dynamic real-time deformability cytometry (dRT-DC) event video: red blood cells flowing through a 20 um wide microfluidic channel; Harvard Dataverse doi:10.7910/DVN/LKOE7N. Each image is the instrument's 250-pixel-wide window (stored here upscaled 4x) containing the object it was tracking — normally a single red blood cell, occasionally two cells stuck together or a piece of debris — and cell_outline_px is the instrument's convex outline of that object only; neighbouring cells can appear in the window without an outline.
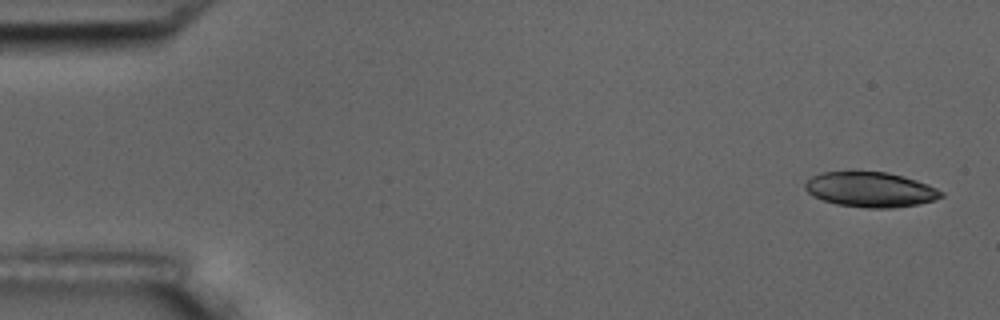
{"species": "common noctule bat (a hibernating species)", "species_latin": "Nyctalus noctula", "temperature_condition": "room temperature", "stored_images_in_passage": 3, "camera_frame_rate_fps": 3000, "um_per_image_px": 0.085, "animal": {"sex": "male", "body_mass_g": 17.5, "forearm_length_mm": 52.3}, "frame": {"image": 1, "passage_image": 3, "time_ms": 3.333, "image_size_px": [1000, 320], "cell_outline_px": [[944, 196], [936, 200], [920, 204], [892, 208], [864, 208], [836, 204], [812, 196], [804, 188], [804, 184], [812, 176], [824, 172], [852, 168], [888, 172], [904, 176], [928, 184], [944, 192]], "centroid_in_image_um": [73.98, 16.07], "position_along_channel_um": 11.0, "area_um2": 28.84}}